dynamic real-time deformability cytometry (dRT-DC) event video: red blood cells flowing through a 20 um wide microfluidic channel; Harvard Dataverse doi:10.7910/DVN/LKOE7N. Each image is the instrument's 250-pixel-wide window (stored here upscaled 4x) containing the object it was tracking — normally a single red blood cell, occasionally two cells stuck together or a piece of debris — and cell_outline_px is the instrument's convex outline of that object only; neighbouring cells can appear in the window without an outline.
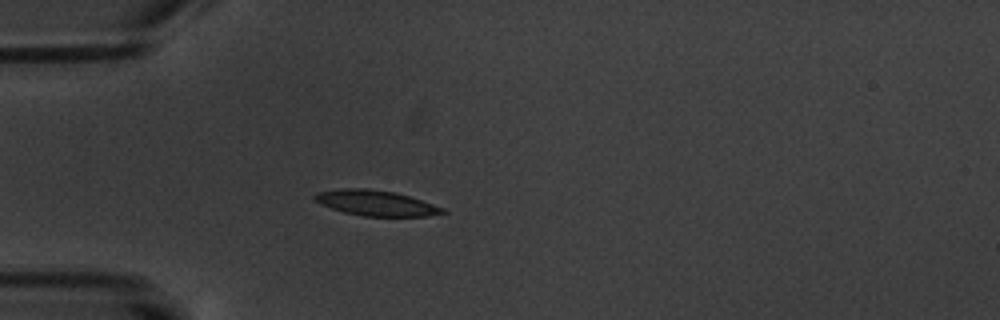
{"species": "common noctule bat (a hibernating species)", "species_latin": "Nyctalus noctula", "temperature_condition": "warm", "stored_images_in_passage": 2, "camera_frame_rate_fps": 3000, "um_per_image_px": 0.085, "animal": {"sex": "male", "body_mass_g": 20.1, "forearm_length_mm": 53.5}, "frame": {"image": 1, "passage_image": 2, "time_ms": 1.333, "image_size_px": [1000, 320], "cell_outline_px": [[448, 212], [428, 216], [364, 216], [344, 212], [320, 204], [312, 196], [316, 192], [344, 188], [364, 188], [396, 192], [444, 208]], "centroid_in_image_um": [31.94, 17.25], "position_along_channel_um": 53.1, "area_um2": 18.79}}